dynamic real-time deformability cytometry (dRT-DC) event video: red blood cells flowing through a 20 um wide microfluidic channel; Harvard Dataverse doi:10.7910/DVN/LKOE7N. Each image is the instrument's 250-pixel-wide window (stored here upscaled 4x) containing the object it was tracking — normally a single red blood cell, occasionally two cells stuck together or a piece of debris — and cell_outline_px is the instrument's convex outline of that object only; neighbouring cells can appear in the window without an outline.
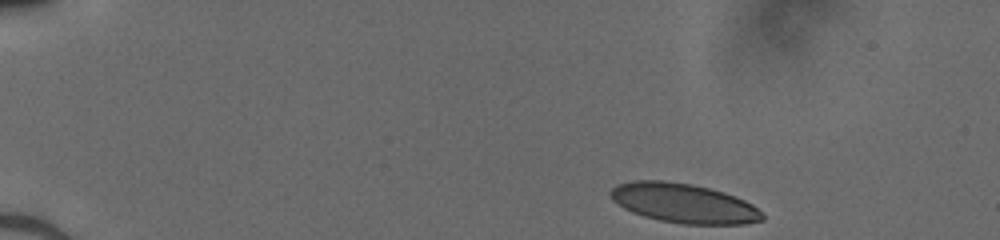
{"species": "human", "species_latin": "Homo sapiens", "temperature_condition": "cold", "stored_images_in_passage": 43, "camera_frame_rate_fps": 3000, "um_per_image_px": 0.085, "donor": {"sex": "male"}, "frame": {"image": 1, "passage_image": 1, "time_ms": 0.0, "image_size_px": [1000, 240], "cell_outline_px": [[764, 220], [744, 224], [684, 224], [660, 220], [644, 216], [632, 212], [624, 208], [612, 200], [608, 192], [616, 184], [632, 180], [664, 180], [692, 184], [724, 192], [736, 196], [752, 204], [764, 216]], "centroid_in_image_um": [58.08, 17.26], "position_along_channel_um": 26.9, "area_um2": 34.97}}
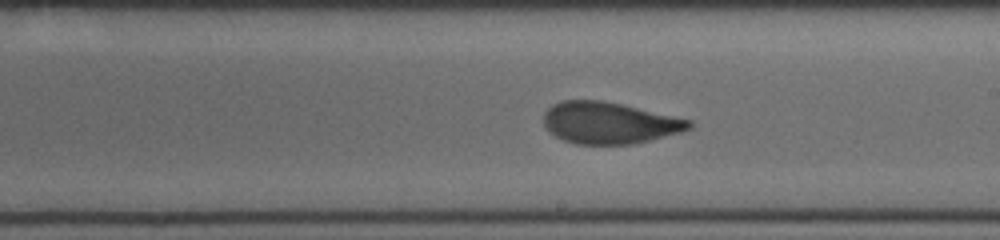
{"frame": {"image": 2, "passage_image": 24, "time_ms": 7.667, "image_size_px": [1000, 240], "cell_outline_px": [[692, 128], [680, 132], [632, 144], [576, 144], [564, 140], [548, 132], [544, 128], [544, 112], [552, 104], [564, 100], [600, 100], [620, 104], [692, 120]], "centroid_in_image_um": [51.74, 10.44], "position_along_channel_um": 237.3, "area_um2": 35.08}}
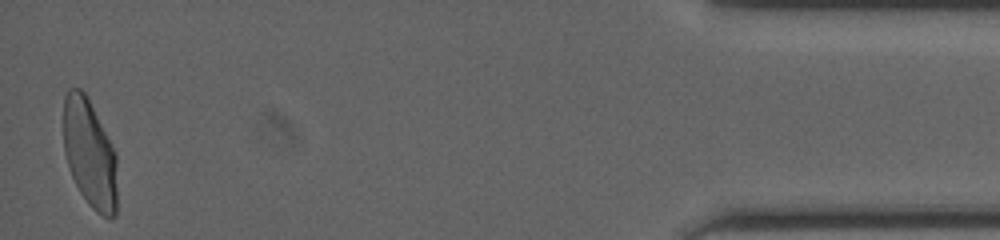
{"frame": {"image": 3, "passage_image": 43, "time_ms": 14.0, "image_size_px": [1000, 240], "cell_outline_px": [[116, 216], [112, 220], [108, 220], [96, 212], [88, 204], [80, 192], [72, 176], [64, 152], [64, 96], [68, 88], [80, 88], [88, 96], [116, 152]], "centroid_in_image_um": [7.64, 13.06], "position_along_channel_um": 427.6, "area_um2": 34.28}}